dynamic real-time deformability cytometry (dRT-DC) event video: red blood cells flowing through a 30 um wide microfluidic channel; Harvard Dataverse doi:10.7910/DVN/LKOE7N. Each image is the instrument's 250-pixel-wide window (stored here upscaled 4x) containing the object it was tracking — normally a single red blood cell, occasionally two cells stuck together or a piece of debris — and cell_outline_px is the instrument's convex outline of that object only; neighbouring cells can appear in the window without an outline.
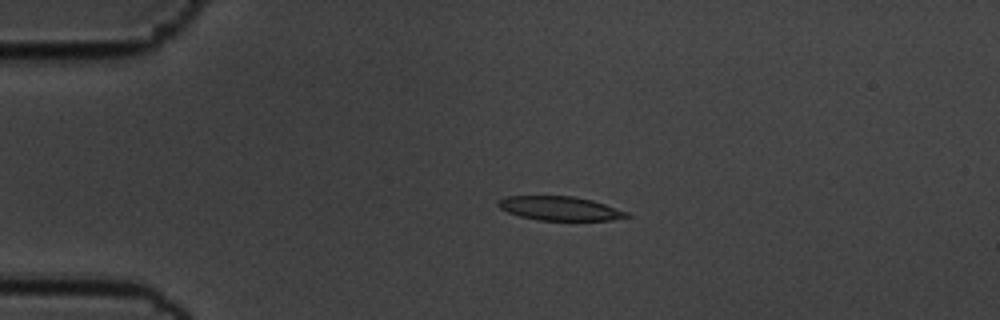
{"species": "common noctule bat (a hibernating species)", "species_latin": "Nyctalus noctula", "temperature_condition": "cold", "stored_images_in_passage": 45, "camera_frame_rate_fps": 3000, "um_per_image_px": 0.085, "animal": {"sex": "male", "body_mass_g": 19.5, "forearm_length_mm": 54.6}, "frame": {"image": 1, "passage_image": 1, "time_ms": 0.0, "image_size_px": [1000, 320], "cell_outline_px": [[632, 216], [612, 220], [536, 220], [520, 216], [508, 212], [500, 208], [496, 204], [496, 200], [504, 196], [572, 196], [592, 200], [628, 212]], "centroid_in_image_um": [47.55, 17.71], "position_along_channel_um": 37.5, "area_um2": 18.03}}
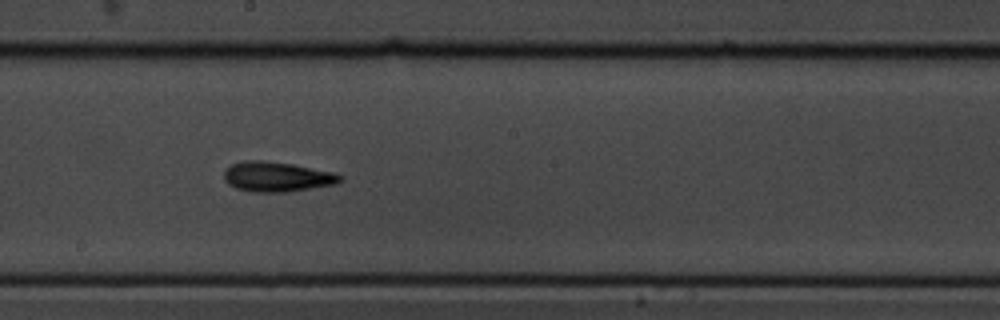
{"frame": {"image": 2, "passage_image": 20, "time_ms": 6.333, "image_size_px": [1000, 320], "cell_outline_px": [[344, 180], [336, 184], [284, 192], [252, 192], [236, 188], [228, 184], [224, 180], [224, 172], [232, 164], [244, 160], [260, 160], [292, 164], [332, 172], [344, 176]], "centroid_in_image_um": [23.54, 15.02], "position_along_channel_um": 224.7, "area_um2": 20.17}}
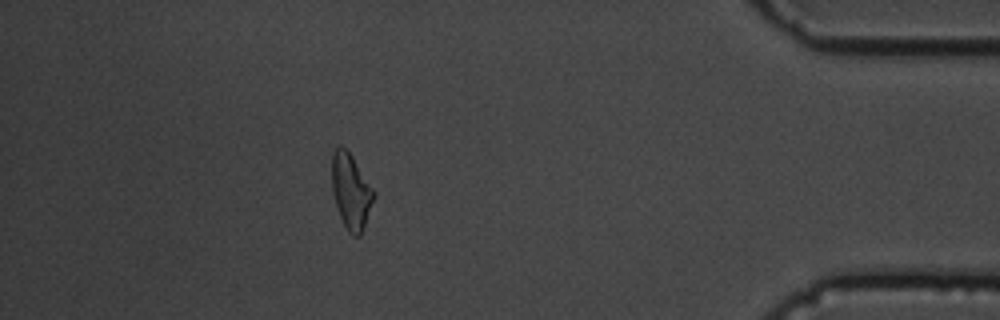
{"frame": {"image": 3, "passage_image": 39, "time_ms": 12.667, "image_size_px": [1000, 320], "cell_outline_px": [[376, 196], [360, 236], [352, 236], [348, 232], [340, 216], [332, 192], [332, 152], [340, 144], [352, 156], [376, 192]], "centroid_in_image_um": [29.84, 16.26], "position_along_channel_um": 405.4, "area_um2": 18.38}, "authors_computed_cell_mechanics": {"area_um2": 18.5538, "velocity_mm_per_s": 3.5388, "shape_relaxation_time_tau1_ms": 3.435, "shape_relaxation_time_tau2_ms": 9.4573, "deformation_change_tau1": 0.1139, "deformation_change_tau2": 0.2326}}